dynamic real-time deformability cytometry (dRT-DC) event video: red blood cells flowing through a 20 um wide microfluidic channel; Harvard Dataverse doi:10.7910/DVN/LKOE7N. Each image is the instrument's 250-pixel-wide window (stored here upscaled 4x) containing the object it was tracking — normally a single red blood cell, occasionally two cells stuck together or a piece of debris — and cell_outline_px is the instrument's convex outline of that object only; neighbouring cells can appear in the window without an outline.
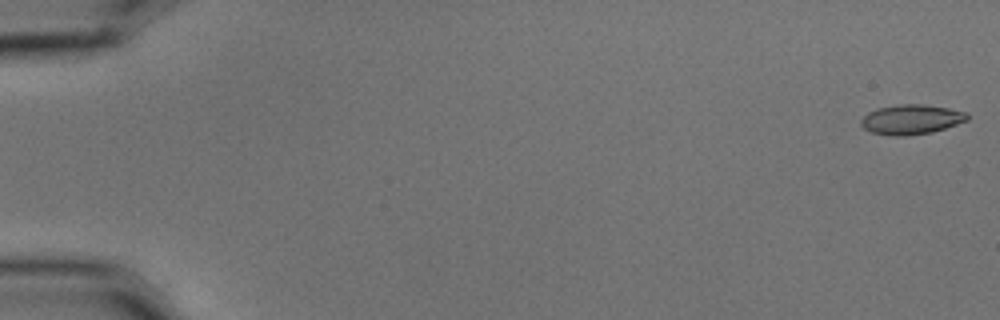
{"species": "common noctule bat (a hibernating species)", "species_latin": "Nyctalus noctula", "temperature_condition": "cold", "stored_images_in_passage": 7, "camera_frame_rate_fps": 3000, "um_per_image_px": 0.085, "animal": {"sex": "male", "body_mass_g": 15.6}, "frame": {"image": 1, "passage_image": 1, "time_ms": 0.0, "image_size_px": [1000, 320], "cell_outline_px": [[968, 120], [932, 132], [908, 136], [892, 136], [872, 132], [864, 128], [860, 124], [860, 120], [868, 112], [876, 108], [900, 104], [924, 104], [948, 108], [968, 112]], "centroid_in_image_um": [77.45, 10.15], "position_along_channel_um": 7.6, "area_um2": 18.5}}
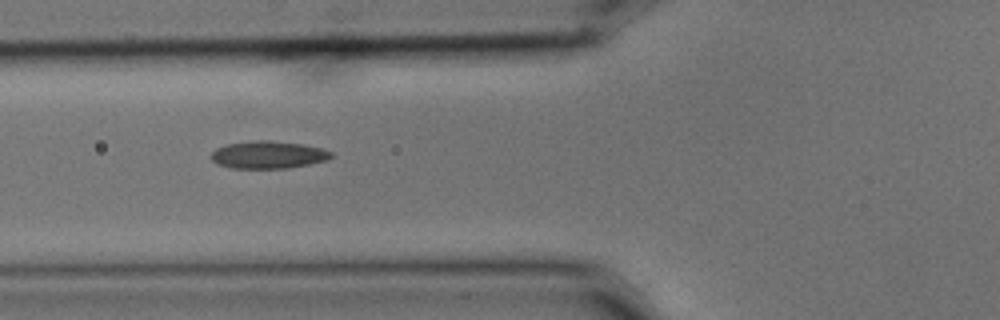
{"frame": {"image": 2, "passage_image": 6, "time_ms": 1.667, "image_size_px": [1000, 320], "cell_outline_px": [[332, 156], [328, 160], [288, 168], [232, 168], [216, 164], [208, 156], [216, 148], [224, 144], [252, 140], [268, 140], [304, 144], [324, 148], [332, 152]], "centroid_in_image_um": [22.77, 13.14], "position_along_channel_um": 103.0, "area_um2": 19.54}}
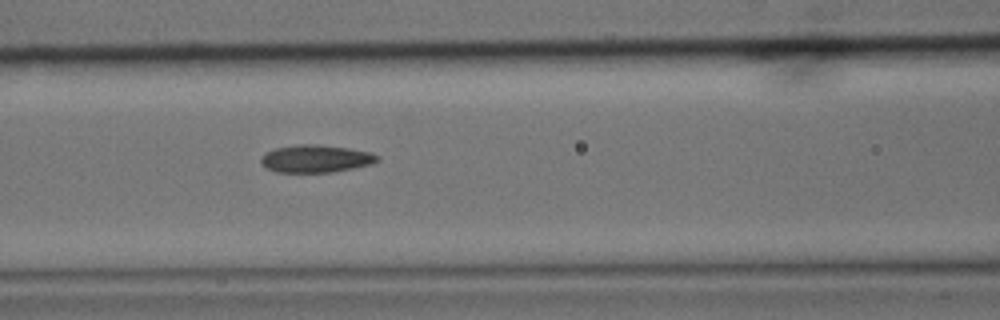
{"frame": {"image": 3, "passage_image": 7, "time_ms": 2.0, "image_size_px": [1000, 320], "cell_outline_px": [[380, 160], [372, 164], [332, 172], [276, 172], [268, 168], [260, 160], [260, 156], [264, 152], [276, 148], [296, 144], [320, 144], [348, 148], [372, 152], [380, 156]], "centroid_in_image_um": [26.86, 13.47], "position_along_channel_um": 139.7, "area_um2": 18.84}}